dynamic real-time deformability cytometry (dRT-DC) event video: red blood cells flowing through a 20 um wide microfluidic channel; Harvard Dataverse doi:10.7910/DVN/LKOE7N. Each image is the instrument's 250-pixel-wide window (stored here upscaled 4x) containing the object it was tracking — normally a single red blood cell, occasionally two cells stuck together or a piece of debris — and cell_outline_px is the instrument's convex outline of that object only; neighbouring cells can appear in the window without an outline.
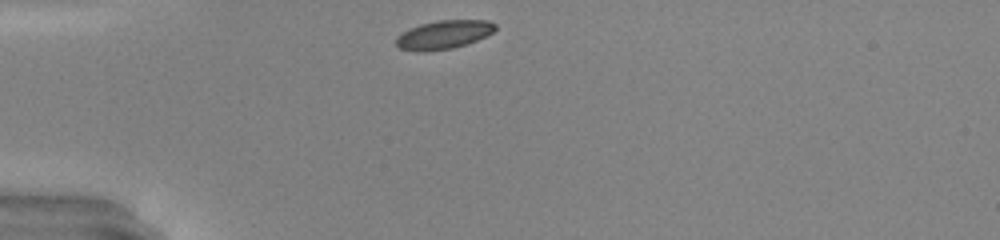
{"species": "common noctule bat (a hibernating species)", "species_latin": "Nyctalus noctula", "temperature_condition": "warm", "stored_images_in_passage": 28, "camera_frame_rate_fps": 3000, "um_per_image_px": 0.085, "animal": {"sex": "male", "body_mass_g": 20.0, "forearm_length_mm": 53.3}, "frame": {"image": 1, "passage_image": 1, "time_ms": 0.0, "image_size_px": [1000, 240], "cell_outline_px": [[496, 28], [492, 32], [476, 40], [452, 48], [420, 52], [400, 48], [396, 44], [396, 36], [408, 28], [420, 24], [440, 20], [488, 20], [496, 24]], "centroid_in_image_um": [37.68, 2.93], "position_along_channel_um": 47.3, "area_um2": 16.36}}
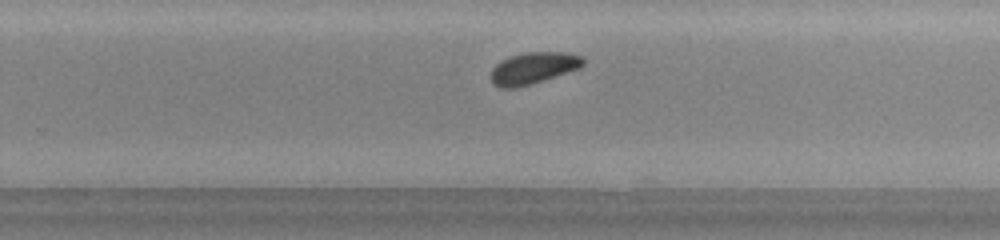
{"frame": {"image": 2, "passage_image": 20, "time_ms": 6.333, "image_size_px": [1000, 240], "cell_outline_px": [[584, 64], [580, 68], [532, 84], [512, 88], [500, 88], [492, 84], [492, 68], [500, 60], [512, 56], [528, 52], [568, 52], [584, 56]], "centroid_in_image_um": [45.36, 5.78], "position_along_channel_um": 284.4, "area_um2": 17.05}, "authors_computed_cell_mechanics": {"area_um2": 17.0221, "velocity_mm_per_s": 4.1451, "shape_relaxation_time_tau1_ms": 2.6385, "shape_relaxation_time_tau2_ms": null, "deformation_change_tau1": 0.122, "deformation_change_tau2": null}}